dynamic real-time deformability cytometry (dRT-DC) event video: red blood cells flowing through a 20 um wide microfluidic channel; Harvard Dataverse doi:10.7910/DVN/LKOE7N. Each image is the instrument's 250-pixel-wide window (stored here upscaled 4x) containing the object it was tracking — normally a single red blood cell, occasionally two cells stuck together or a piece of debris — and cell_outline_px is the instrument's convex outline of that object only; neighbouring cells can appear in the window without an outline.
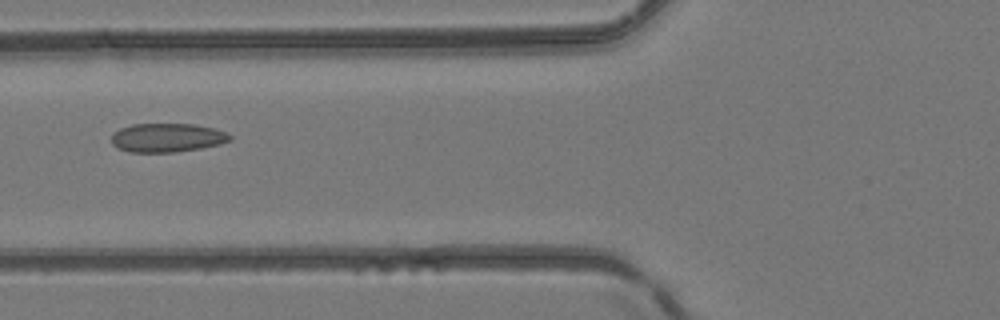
{"species": "common noctule bat (a hibernating species)", "species_latin": "Nyctalus noctula", "temperature_condition": "room temperature", "stored_images_in_passage": 6, "camera_frame_rate_fps": 3000, "um_per_image_px": 0.085, "animal": {"sex": "female", "body_mass_g": 24.6, "forearm_length_mm": 56.2}, "frame": {"image": 1, "passage_image": 5, "time_ms": 5.667, "image_size_px": [1000, 320], "cell_outline_px": [[232, 140], [220, 144], [200, 148], [172, 152], [128, 152], [116, 148], [112, 144], [112, 136], [120, 128], [132, 124], [196, 124], [212, 128], [224, 132], [232, 136]], "centroid_in_image_um": [14.19, 11.7], "position_along_channel_um": 111.6, "area_um2": 19.83}}
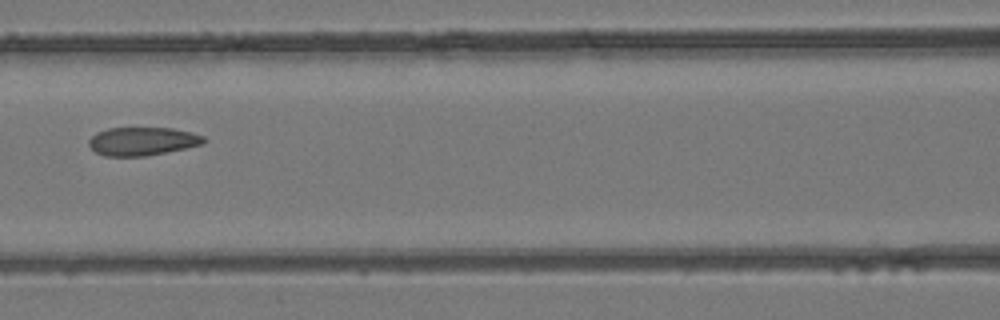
{"frame": {"image": 2, "passage_image": 6, "time_ms": 6.667, "image_size_px": [1000, 320], "cell_outline_px": [[208, 140], [204, 144], [144, 156], [104, 156], [96, 152], [88, 144], [88, 140], [96, 132], [108, 128], [172, 128], [192, 132], [204, 136]], "centroid_in_image_um": [12.11, 12.0], "position_along_channel_um": 154.5, "area_um2": 18.96}}